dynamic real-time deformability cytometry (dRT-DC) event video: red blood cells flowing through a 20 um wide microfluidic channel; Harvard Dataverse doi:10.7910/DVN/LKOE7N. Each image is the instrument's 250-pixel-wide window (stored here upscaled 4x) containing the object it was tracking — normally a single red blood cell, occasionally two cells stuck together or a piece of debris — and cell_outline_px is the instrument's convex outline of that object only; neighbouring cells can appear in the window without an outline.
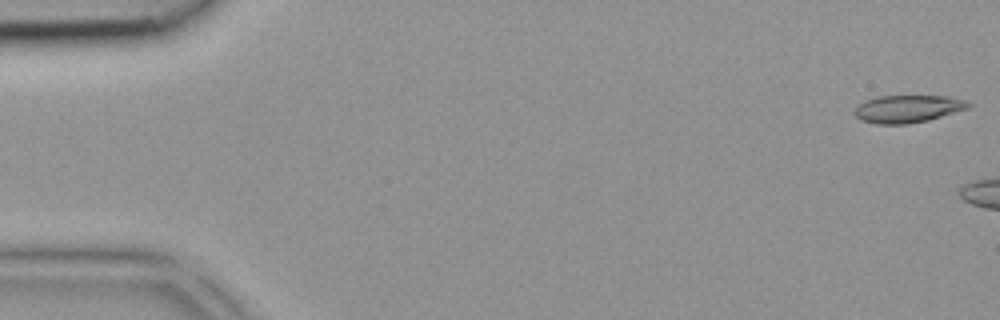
{"species": "common noctule bat (a hibernating species)", "species_latin": "Nyctalus noctula", "temperature_condition": "room temperature", "stored_images_in_passage": 5, "camera_frame_rate_fps": 3000, "um_per_image_px": 0.085, "animal": {"sex": "female", "body_mass_g": 18.4}, "frame": {"image": 1, "passage_image": 1, "time_ms": 0.0, "image_size_px": [1000, 320], "cell_outline_px": [[972, 104], [968, 108], [928, 120], [908, 124], [876, 124], [860, 120], [856, 116], [856, 108], [864, 100], [876, 96], [948, 96], [964, 100]], "centroid_in_image_um": [77.15, 9.25], "position_along_channel_um": 7.9, "area_um2": 18.15}}